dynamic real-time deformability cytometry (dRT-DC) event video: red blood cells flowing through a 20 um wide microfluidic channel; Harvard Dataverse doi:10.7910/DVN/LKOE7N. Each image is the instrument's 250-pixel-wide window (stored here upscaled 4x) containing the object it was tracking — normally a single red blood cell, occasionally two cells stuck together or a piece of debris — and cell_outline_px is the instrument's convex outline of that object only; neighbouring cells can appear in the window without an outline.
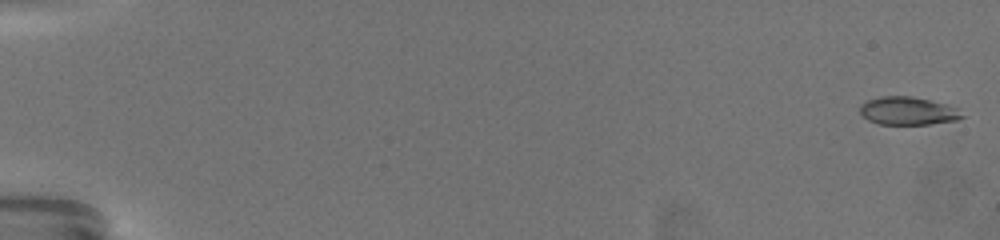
{"species": "common noctule bat (a hibernating species)", "species_latin": "Nyctalus noctula", "temperature_condition": "warm", "stored_images_in_passage": 63, "camera_frame_rate_fps": 3000, "um_per_image_px": 0.085, "animal": {"sex": "female", "body_mass_g": 19.5, "forearm_length_mm": 54.1}, "frame": {"image": 1, "passage_image": 2, "time_ms": 0.333, "image_size_px": [1000, 240], "cell_outline_px": [[964, 116], [956, 120], [928, 124], [880, 124], [868, 120], [860, 112], [860, 104], [868, 100], [880, 96], [908, 96], [928, 100], [960, 108]], "centroid_in_image_um": [77.17, 9.43], "position_along_channel_um": 7.8, "area_um2": 16.53}}
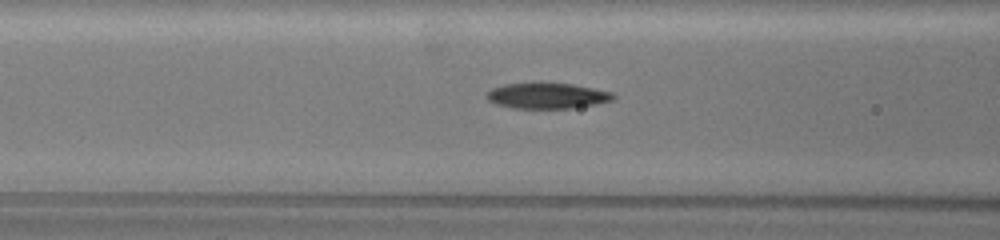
{"frame": {"image": 2, "passage_image": 29, "time_ms": 9.333, "image_size_px": [1000, 240], "cell_outline_px": [[616, 96], [612, 100], [596, 104], [572, 108], [512, 108], [496, 104], [488, 100], [484, 96], [492, 88], [504, 84], [572, 84], [612, 92]], "centroid_in_image_um": [46.49, 8.15], "position_along_channel_um": 120.1, "area_um2": 18.61}}
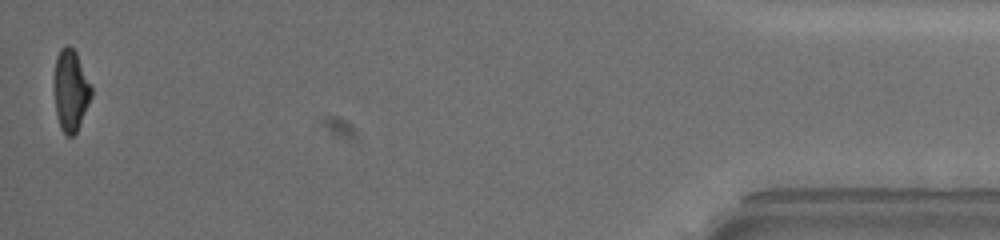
{"frame": {"image": 3, "passage_image": 63, "time_ms": 20.667, "image_size_px": [1000, 240], "cell_outline_px": [[92, 96], [80, 124], [76, 132], [72, 136], [68, 136], [60, 128], [56, 112], [52, 88], [52, 80], [56, 56], [60, 48], [64, 44], [68, 44], [76, 52], [92, 88]], "centroid_in_image_um": [5.96, 7.64], "position_along_channel_um": 429.2, "area_um2": 18.09}, "authors_computed_cell_mechanics": {"area_um2": 18.6694, "velocity_mm_per_s": 3.4518, "shape_relaxation_time_tau1_ms": 6.0338, "shape_relaxation_time_tau2_ms": 2.3717, "deformation_change_tau1": 0.2228, "deformation_change_tau2": 0.0909}}